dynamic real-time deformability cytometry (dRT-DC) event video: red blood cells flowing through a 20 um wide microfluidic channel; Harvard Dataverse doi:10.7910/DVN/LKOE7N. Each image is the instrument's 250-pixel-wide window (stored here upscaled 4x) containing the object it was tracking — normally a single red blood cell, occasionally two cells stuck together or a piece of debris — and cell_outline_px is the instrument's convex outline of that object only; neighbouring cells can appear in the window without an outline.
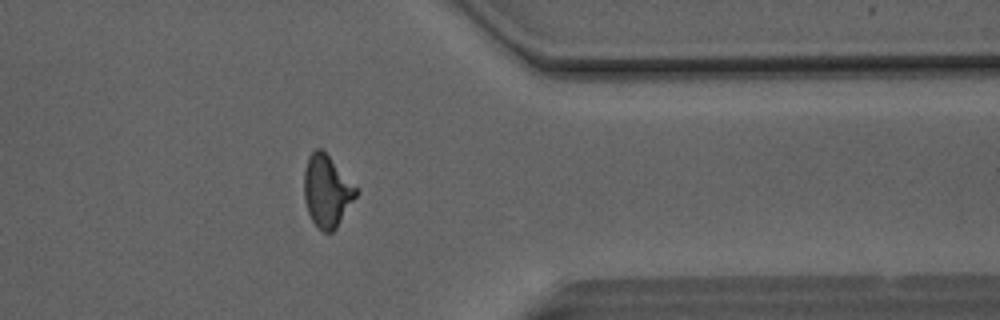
{"species": "Egyptian fruit bat (a non-hibernating species)", "species_latin": "Rousettus aegyptiacus", "temperature_condition": "room temperature", "stored_images_in_passage": 49, "camera_frame_rate_fps": 3000, "um_per_image_px": 0.085, "animal": {"sex": "male"}, "frame": {"image": 1, "passage_image": 39, "time_ms": 12.667, "image_size_px": [1000, 320], "cell_outline_px": [[360, 192], [336, 228], [332, 232], [324, 232], [312, 220], [308, 212], [304, 200], [304, 168], [308, 156], [316, 148], [320, 148], [328, 156]], "centroid_in_image_um": [27.77, 16.25], "position_along_channel_um": 383.6, "area_um2": 21.5}}
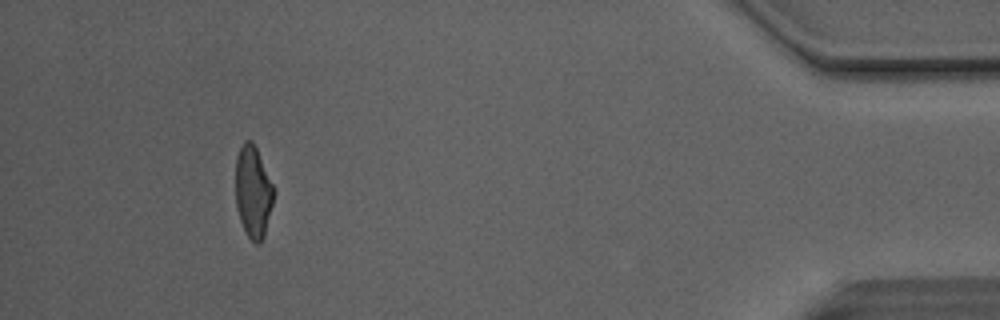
{"frame": {"image": 2, "passage_image": 45, "time_ms": 14.667, "image_size_px": [1000, 320], "cell_outline_px": [[272, 204], [264, 236], [260, 244], [256, 244], [248, 236], [240, 220], [236, 204], [236, 156], [244, 140], [252, 140], [256, 148], [272, 184]], "centroid_in_image_um": [21.48, 16.3], "position_along_channel_um": 413.7, "area_um2": 19.88}, "authors_computed_cell_mechanics": {"area_um2": 21.675, "velocity_mm_per_s": 4.1413, "shape_relaxation_time_tau1_ms": 4.9933, "shape_relaxation_time_tau2_ms": 1.4203, "deformation_change_tau1": 0.1728, "deformation_change_tau2": 0.1028}}